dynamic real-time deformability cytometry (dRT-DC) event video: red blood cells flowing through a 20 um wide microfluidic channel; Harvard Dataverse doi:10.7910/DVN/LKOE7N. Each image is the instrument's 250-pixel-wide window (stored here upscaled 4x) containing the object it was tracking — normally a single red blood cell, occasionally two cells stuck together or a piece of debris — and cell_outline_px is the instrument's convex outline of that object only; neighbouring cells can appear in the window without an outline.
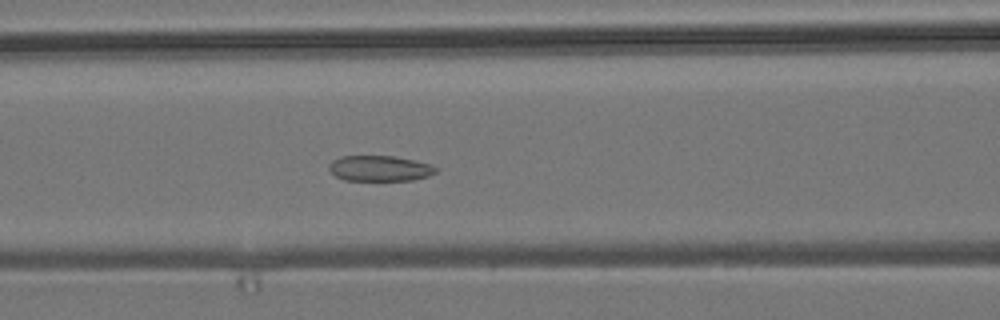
{"species": "common noctule bat (a hibernating species)", "species_latin": "Nyctalus noctula", "temperature_condition": "room temperature", "stored_images_in_passage": 46, "camera_frame_rate_fps": 3000, "um_per_image_px": 0.085, "animal": {"sex": "male", "body_mass_g": 19.2, "forearm_length_mm": 51.8}, "frame": {"image": 1, "passage_image": 22, "time_ms": 7.0, "image_size_px": [1000, 320], "cell_outline_px": [[436, 172], [428, 176], [412, 180], [344, 180], [336, 176], [328, 168], [328, 164], [332, 160], [340, 156], [392, 156], [432, 164], [436, 168]], "centroid_in_image_um": [32.25, 14.31], "position_along_channel_um": 134.4, "area_um2": 15.84}}
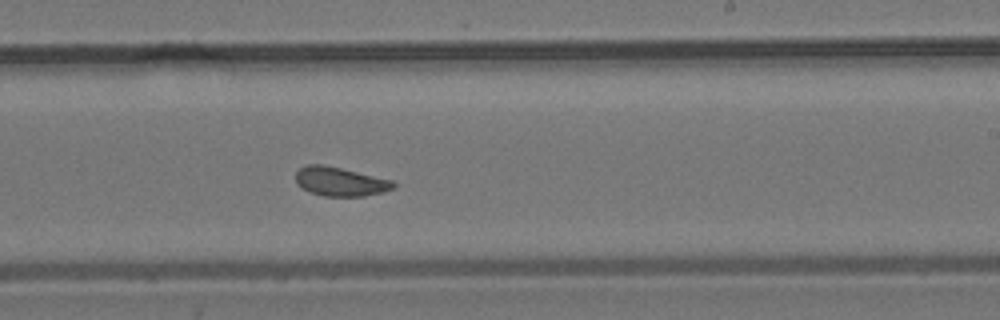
{"frame": {"image": 2, "passage_image": 32, "time_ms": 10.333, "image_size_px": [1000, 320], "cell_outline_px": [[396, 188], [384, 192], [364, 196], [324, 196], [312, 192], [296, 184], [296, 172], [300, 168], [308, 164], [324, 164], [392, 180], [396, 184]], "centroid_in_image_um": [28.94, 15.43], "position_along_channel_um": 260.1, "area_um2": 16.47}}
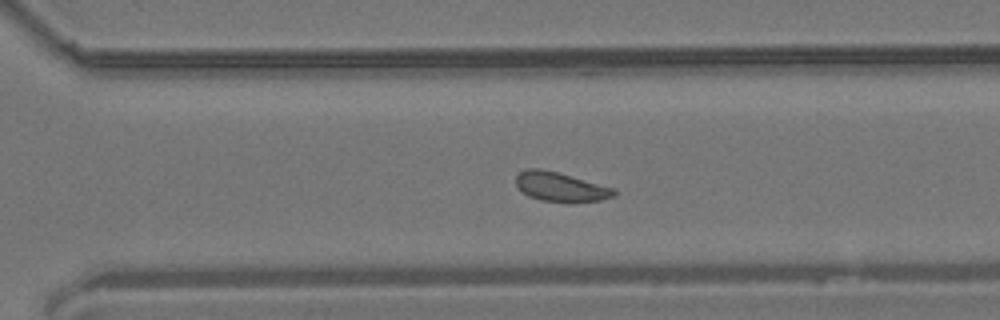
{"frame": {"image": 3, "passage_image": 37, "time_ms": 12.0, "image_size_px": [1000, 320], "cell_outline_px": [[616, 196], [600, 200], [572, 204], [540, 200], [528, 196], [516, 184], [516, 176], [520, 172], [528, 168], [540, 168], [556, 172], [616, 188]], "centroid_in_image_um": [47.69, 15.91], "position_along_channel_um": 322.9, "area_um2": 16.99}, "authors_computed_cell_mechanics": {"area_um2": 18.207, "velocity_mm_per_s": 3.7883, "shape_relaxation_time_tau1_ms": null, "shape_relaxation_time_tau2_ms": 1.5464, "deformation_change_tau1": null, "deformation_change_tau2": 0.0668}}